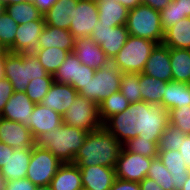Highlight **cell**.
I'll return each mask as SVG.
<instances>
[{
	"label": "cell",
	"mask_w": 190,
	"mask_h": 190,
	"mask_svg": "<svg viewBox=\"0 0 190 190\" xmlns=\"http://www.w3.org/2000/svg\"><path fill=\"white\" fill-rule=\"evenodd\" d=\"M0 1H2L6 6V5H11V4H15V3L26 2V1H29V0H0Z\"/></svg>",
	"instance_id": "55"
},
{
	"label": "cell",
	"mask_w": 190,
	"mask_h": 190,
	"mask_svg": "<svg viewBox=\"0 0 190 190\" xmlns=\"http://www.w3.org/2000/svg\"><path fill=\"white\" fill-rule=\"evenodd\" d=\"M52 190H78L82 185L79 167L73 163H63L50 182Z\"/></svg>",
	"instance_id": "24"
},
{
	"label": "cell",
	"mask_w": 190,
	"mask_h": 190,
	"mask_svg": "<svg viewBox=\"0 0 190 190\" xmlns=\"http://www.w3.org/2000/svg\"><path fill=\"white\" fill-rule=\"evenodd\" d=\"M71 26L69 32L74 38L90 37L99 21L98 7L95 0H78L69 16Z\"/></svg>",
	"instance_id": "10"
},
{
	"label": "cell",
	"mask_w": 190,
	"mask_h": 190,
	"mask_svg": "<svg viewBox=\"0 0 190 190\" xmlns=\"http://www.w3.org/2000/svg\"><path fill=\"white\" fill-rule=\"evenodd\" d=\"M35 103L26 95V92H15L5 104L0 117L22 123L25 127H29L32 123L30 118L34 110Z\"/></svg>",
	"instance_id": "14"
},
{
	"label": "cell",
	"mask_w": 190,
	"mask_h": 190,
	"mask_svg": "<svg viewBox=\"0 0 190 190\" xmlns=\"http://www.w3.org/2000/svg\"><path fill=\"white\" fill-rule=\"evenodd\" d=\"M161 27L165 32L167 29L176 25L180 20L187 18L185 15H181L179 4L176 1H171L163 10L159 11Z\"/></svg>",
	"instance_id": "42"
},
{
	"label": "cell",
	"mask_w": 190,
	"mask_h": 190,
	"mask_svg": "<svg viewBox=\"0 0 190 190\" xmlns=\"http://www.w3.org/2000/svg\"><path fill=\"white\" fill-rule=\"evenodd\" d=\"M168 125L169 112L161 105L145 101L130 103L126 110L103 124L121 144L136 136L159 142Z\"/></svg>",
	"instance_id": "1"
},
{
	"label": "cell",
	"mask_w": 190,
	"mask_h": 190,
	"mask_svg": "<svg viewBox=\"0 0 190 190\" xmlns=\"http://www.w3.org/2000/svg\"><path fill=\"white\" fill-rule=\"evenodd\" d=\"M95 69L81 64L78 67L77 81L72 85L78 92L92 80Z\"/></svg>",
	"instance_id": "43"
},
{
	"label": "cell",
	"mask_w": 190,
	"mask_h": 190,
	"mask_svg": "<svg viewBox=\"0 0 190 190\" xmlns=\"http://www.w3.org/2000/svg\"><path fill=\"white\" fill-rule=\"evenodd\" d=\"M147 177L155 180L164 190H175L173 176L163 165L159 157L152 159Z\"/></svg>",
	"instance_id": "36"
},
{
	"label": "cell",
	"mask_w": 190,
	"mask_h": 190,
	"mask_svg": "<svg viewBox=\"0 0 190 190\" xmlns=\"http://www.w3.org/2000/svg\"><path fill=\"white\" fill-rule=\"evenodd\" d=\"M142 73L163 80L164 82L172 81L169 47L163 43L157 44L147 60Z\"/></svg>",
	"instance_id": "16"
},
{
	"label": "cell",
	"mask_w": 190,
	"mask_h": 190,
	"mask_svg": "<svg viewBox=\"0 0 190 190\" xmlns=\"http://www.w3.org/2000/svg\"><path fill=\"white\" fill-rule=\"evenodd\" d=\"M130 102L120 92H113L99 106V118L104 124L110 117L119 114L127 109Z\"/></svg>",
	"instance_id": "33"
},
{
	"label": "cell",
	"mask_w": 190,
	"mask_h": 190,
	"mask_svg": "<svg viewBox=\"0 0 190 190\" xmlns=\"http://www.w3.org/2000/svg\"><path fill=\"white\" fill-rule=\"evenodd\" d=\"M35 190H52L49 185L36 186Z\"/></svg>",
	"instance_id": "58"
},
{
	"label": "cell",
	"mask_w": 190,
	"mask_h": 190,
	"mask_svg": "<svg viewBox=\"0 0 190 190\" xmlns=\"http://www.w3.org/2000/svg\"><path fill=\"white\" fill-rule=\"evenodd\" d=\"M6 11V6L5 4L0 1V16Z\"/></svg>",
	"instance_id": "59"
},
{
	"label": "cell",
	"mask_w": 190,
	"mask_h": 190,
	"mask_svg": "<svg viewBox=\"0 0 190 190\" xmlns=\"http://www.w3.org/2000/svg\"><path fill=\"white\" fill-rule=\"evenodd\" d=\"M186 136L178 128L169 124L161 135L158 143V151L179 150L180 144Z\"/></svg>",
	"instance_id": "40"
},
{
	"label": "cell",
	"mask_w": 190,
	"mask_h": 190,
	"mask_svg": "<svg viewBox=\"0 0 190 190\" xmlns=\"http://www.w3.org/2000/svg\"><path fill=\"white\" fill-rule=\"evenodd\" d=\"M4 187H5V179L0 172V190H4Z\"/></svg>",
	"instance_id": "57"
},
{
	"label": "cell",
	"mask_w": 190,
	"mask_h": 190,
	"mask_svg": "<svg viewBox=\"0 0 190 190\" xmlns=\"http://www.w3.org/2000/svg\"><path fill=\"white\" fill-rule=\"evenodd\" d=\"M54 83L53 75L47 74L43 78L33 79L26 88V95L35 104H39L46 96L52 84Z\"/></svg>",
	"instance_id": "38"
},
{
	"label": "cell",
	"mask_w": 190,
	"mask_h": 190,
	"mask_svg": "<svg viewBox=\"0 0 190 190\" xmlns=\"http://www.w3.org/2000/svg\"><path fill=\"white\" fill-rule=\"evenodd\" d=\"M87 134L77 127L62 124L57 129L39 135L35 139V145L49 150L63 163H72Z\"/></svg>",
	"instance_id": "3"
},
{
	"label": "cell",
	"mask_w": 190,
	"mask_h": 190,
	"mask_svg": "<svg viewBox=\"0 0 190 190\" xmlns=\"http://www.w3.org/2000/svg\"><path fill=\"white\" fill-rule=\"evenodd\" d=\"M181 146L179 147V152L184 158L186 166L190 170V135H187L183 140L182 143L180 144Z\"/></svg>",
	"instance_id": "47"
},
{
	"label": "cell",
	"mask_w": 190,
	"mask_h": 190,
	"mask_svg": "<svg viewBox=\"0 0 190 190\" xmlns=\"http://www.w3.org/2000/svg\"><path fill=\"white\" fill-rule=\"evenodd\" d=\"M170 2L171 0H142V4L150 6L157 11L163 10Z\"/></svg>",
	"instance_id": "50"
},
{
	"label": "cell",
	"mask_w": 190,
	"mask_h": 190,
	"mask_svg": "<svg viewBox=\"0 0 190 190\" xmlns=\"http://www.w3.org/2000/svg\"><path fill=\"white\" fill-rule=\"evenodd\" d=\"M6 12L18 25L29 23L32 20H44L43 14L31 1L6 5Z\"/></svg>",
	"instance_id": "31"
},
{
	"label": "cell",
	"mask_w": 190,
	"mask_h": 190,
	"mask_svg": "<svg viewBox=\"0 0 190 190\" xmlns=\"http://www.w3.org/2000/svg\"><path fill=\"white\" fill-rule=\"evenodd\" d=\"M0 142L14 149L32 148L35 145V139L28 127L2 117H0Z\"/></svg>",
	"instance_id": "13"
},
{
	"label": "cell",
	"mask_w": 190,
	"mask_h": 190,
	"mask_svg": "<svg viewBox=\"0 0 190 190\" xmlns=\"http://www.w3.org/2000/svg\"><path fill=\"white\" fill-rule=\"evenodd\" d=\"M63 164L49 150L32 147V154L27 169V179L36 186L50 185L56 175L58 168Z\"/></svg>",
	"instance_id": "9"
},
{
	"label": "cell",
	"mask_w": 190,
	"mask_h": 190,
	"mask_svg": "<svg viewBox=\"0 0 190 190\" xmlns=\"http://www.w3.org/2000/svg\"><path fill=\"white\" fill-rule=\"evenodd\" d=\"M157 44L154 41L129 35L113 61L122 73H142Z\"/></svg>",
	"instance_id": "6"
},
{
	"label": "cell",
	"mask_w": 190,
	"mask_h": 190,
	"mask_svg": "<svg viewBox=\"0 0 190 190\" xmlns=\"http://www.w3.org/2000/svg\"><path fill=\"white\" fill-rule=\"evenodd\" d=\"M123 73L116 67L113 60H108L100 69H97L89 81L78 94L95 101L98 105L113 92L120 90V79Z\"/></svg>",
	"instance_id": "7"
},
{
	"label": "cell",
	"mask_w": 190,
	"mask_h": 190,
	"mask_svg": "<svg viewBox=\"0 0 190 190\" xmlns=\"http://www.w3.org/2000/svg\"><path fill=\"white\" fill-rule=\"evenodd\" d=\"M115 1L126 7L128 10L134 9L139 4H142V0H115Z\"/></svg>",
	"instance_id": "53"
},
{
	"label": "cell",
	"mask_w": 190,
	"mask_h": 190,
	"mask_svg": "<svg viewBox=\"0 0 190 190\" xmlns=\"http://www.w3.org/2000/svg\"><path fill=\"white\" fill-rule=\"evenodd\" d=\"M110 190H141L139 182L116 178Z\"/></svg>",
	"instance_id": "46"
},
{
	"label": "cell",
	"mask_w": 190,
	"mask_h": 190,
	"mask_svg": "<svg viewBox=\"0 0 190 190\" xmlns=\"http://www.w3.org/2000/svg\"><path fill=\"white\" fill-rule=\"evenodd\" d=\"M18 26L6 11L0 16V43L6 51L15 43Z\"/></svg>",
	"instance_id": "39"
},
{
	"label": "cell",
	"mask_w": 190,
	"mask_h": 190,
	"mask_svg": "<svg viewBox=\"0 0 190 190\" xmlns=\"http://www.w3.org/2000/svg\"><path fill=\"white\" fill-rule=\"evenodd\" d=\"M172 80L187 83L190 77V49L169 48Z\"/></svg>",
	"instance_id": "30"
},
{
	"label": "cell",
	"mask_w": 190,
	"mask_h": 190,
	"mask_svg": "<svg viewBox=\"0 0 190 190\" xmlns=\"http://www.w3.org/2000/svg\"><path fill=\"white\" fill-rule=\"evenodd\" d=\"M33 53L36 55L43 68L50 75L55 74L69 54L67 50H62L56 47L36 49Z\"/></svg>",
	"instance_id": "32"
},
{
	"label": "cell",
	"mask_w": 190,
	"mask_h": 190,
	"mask_svg": "<svg viewBox=\"0 0 190 190\" xmlns=\"http://www.w3.org/2000/svg\"><path fill=\"white\" fill-rule=\"evenodd\" d=\"M78 95V91L73 86L54 81L40 104L51 108L63 116Z\"/></svg>",
	"instance_id": "20"
},
{
	"label": "cell",
	"mask_w": 190,
	"mask_h": 190,
	"mask_svg": "<svg viewBox=\"0 0 190 190\" xmlns=\"http://www.w3.org/2000/svg\"><path fill=\"white\" fill-rule=\"evenodd\" d=\"M141 190H164L155 180L145 177L139 182Z\"/></svg>",
	"instance_id": "49"
},
{
	"label": "cell",
	"mask_w": 190,
	"mask_h": 190,
	"mask_svg": "<svg viewBox=\"0 0 190 190\" xmlns=\"http://www.w3.org/2000/svg\"><path fill=\"white\" fill-rule=\"evenodd\" d=\"M63 124L77 127L88 133L99 130V106L95 101L78 95L62 116Z\"/></svg>",
	"instance_id": "8"
},
{
	"label": "cell",
	"mask_w": 190,
	"mask_h": 190,
	"mask_svg": "<svg viewBox=\"0 0 190 190\" xmlns=\"http://www.w3.org/2000/svg\"><path fill=\"white\" fill-rule=\"evenodd\" d=\"M94 27L95 29L90 37L95 43L100 45V48L105 52L106 57L113 60L123 48L129 36L126 25L110 27L109 25L101 24L98 21Z\"/></svg>",
	"instance_id": "11"
},
{
	"label": "cell",
	"mask_w": 190,
	"mask_h": 190,
	"mask_svg": "<svg viewBox=\"0 0 190 190\" xmlns=\"http://www.w3.org/2000/svg\"><path fill=\"white\" fill-rule=\"evenodd\" d=\"M36 185L29 179H17L14 181H5L4 190H35Z\"/></svg>",
	"instance_id": "45"
},
{
	"label": "cell",
	"mask_w": 190,
	"mask_h": 190,
	"mask_svg": "<svg viewBox=\"0 0 190 190\" xmlns=\"http://www.w3.org/2000/svg\"><path fill=\"white\" fill-rule=\"evenodd\" d=\"M73 53L83 65L95 70L100 69L109 60L100 45L91 37L76 38Z\"/></svg>",
	"instance_id": "17"
},
{
	"label": "cell",
	"mask_w": 190,
	"mask_h": 190,
	"mask_svg": "<svg viewBox=\"0 0 190 190\" xmlns=\"http://www.w3.org/2000/svg\"><path fill=\"white\" fill-rule=\"evenodd\" d=\"M162 43L169 48L190 49V17L167 29Z\"/></svg>",
	"instance_id": "28"
},
{
	"label": "cell",
	"mask_w": 190,
	"mask_h": 190,
	"mask_svg": "<svg viewBox=\"0 0 190 190\" xmlns=\"http://www.w3.org/2000/svg\"><path fill=\"white\" fill-rule=\"evenodd\" d=\"M34 3L35 7L45 15V13L58 1V0H29Z\"/></svg>",
	"instance_id": "48"
},
{
	"label": "cell",
	"mask_w": 190,
	"mask_h": 190,
	"mask_svg": "<svg viewBox=\"0 0 190 190\" xmlns=\"http://www.w3.org/2000/svg\"><path fill=\"white\" fill-rule=\"evenodd\" d=\"M14 93L12 84L8 79L3 78L0 80V114L3 111L5 104Z\"/></svg>",
	"instance_id": "44"
},
{
	"label": "cell",
	"mask_w": 190,
	"mask_h": 190,
	"mask_svg": "<svg viewBox=\"0 0 190 190\" xmlns=\"http://www.w3.org/2000/svg\"><path fill=\"white\" fill-rule=\"evenodd\" d=\"M139 84L142 101L158 105L162 103L166 82L150 75L139 73Z\"/></svg>",
	"instance_id": "29"
},
{
	"label": "cell",
	"mask_w": 190,
	"mask_h": 190,
	"mask_svg": "<svg viewBox=\"0 0 190 190\" xmlns=\"http://www.w3.org/2000/svg\"><path fill=\"white\" fill-rule=\"evenodd\" d=\"M176 4H179L181 15L190 17V0H175Z\"/></svg>",
	"instance_id": "52"
},
{
	"label": "cell",
	"mask_w": 190,
	"mask_h": 190,
	"mask_svg": "<svg viewBox=\"0 0 190 190\" xmlns=\"http://www.w3.org/2000/svg\"><path fill=\"white\" fill-rule=\"evenodd\" d=\"M79 169L82 185L89 190H110L116 179L115 167L91 165Z\"/></svg>",
	"instance_id": "19"
},
{
	"label": "cell",
	"mask_w": 190,
	"mask_h": 190,
	"mask_svg": "<svg viewBox=\"0 0 190 190\" xmlns=\"http://www.w3.org/2000/svg\"><path fill=\"white\" fill-rule=\"evenodd\" d=\"M130 103L142 101L139 73H123L120 79V90Z\"/></svg>",
	"instance_id": "37"
},
{
	"label": "cell",
	"mask_w": 190,
	"mask_h": 190,
	"mask_svg": "<svg viewBox=\"0 0 190 190\" xmlns=\"http://www.w3.org/2000/svg\"><path fill=\"white\" fill-rule=\"evenodd\" d=\"M5 78L12 84L15 92H25L33 79L43 78L48 73L36 55L31 53H5Z\"/></svg>",
	"instance_id": "4"
},
{
	"label": "cell",
	"mask_w": 190,
	"mask_h": 190,
	"mask_svg": "<svg viewBox=\"0 0 190 190\" xmlns=\"http://www.w3.org/2000/svg\"><path fill=\"white\" fill-rule=\"evenodd\" d=\"M78 190H89L88 188H86V187H84V186H82L80 189H78Z\"/></svg>",
	"instance_id": "61"
},
{
	"label": "cell",
	"mask_w": 190,
	"mask_h": 190,
	"mask_svg": "<svg viewBox=\"0 0 190 190\" xmlns=\"http://www.w3.org/2000/svg\"><path fill=\"white\" fill-rule=\"evenodd\" d=\"M122 148V144L102 126L87 134L72 163L79 168L91 165L115 167Z\"/></svg>",
	"instance_id": "2"
},
{
	"label": "cell",
	"mask_w": 190,
	"mask_h": 190,
	"mask_svg": "<svg viewBox=\"0 0 190 190\" xmlns=\"http://www.w3.org/2000/svg\"><path fill=\"white\" fill-rule=\"evenodd\" d=\"M158 143L136 136L122 144V147L127 152L140 154L148 158H156L158 157Z\"/></svg>",
	"instance_id": "35"
},
{
	"label": "cell",
	"mask_w": 190,
	"mask_h": 190,
	"mask_svg": "<svg viewBox=\"0 0 190 190\" xmlns=\"http://www.w3.org/2000/svg\"><path fill=\"white\" fill-rule=\"evenodd\" d=\"M9 157V146L0 142V169L4 166Z\"/></svg>",
	"instance_id": "51"
},
{
	"label": "cell",
	"mask_w": 190,
	"mask_h": 190,
	"mask_svg": "<svg viewBox=\"0 0 190 190\" xmlns=\"http://www.w3.org/2000/svg\"><path fill=\"white\" fill-rule=\"evenodd\" d=\"M74 43L75 38L68 30L55 28L45 24L38 39L36 49L56 47L67 50L70 53L74 50Z\"/></svg>",
	"instance_id": "22"
},
{
	"label": "cell",
	"mask_w": 190,
	"mask_h": 190,
	"mask_svg": "<svg viewBox=\"0 0 190 190\" xmlns=\"http://www.w3.org/2000/svg\"><path fill=\"white\" fill-rule=\"evenodd\" d=\"M158 157L172 174L175 190H181L183 184L190 175V170L186 166L184 158L180 152L178 150L158 151Z\"/></svg>",
	"instance_id": "23"
},
{
	"label": "cell",
	"mask_w": 190,
	"mask_h": 190,
	"mask_svg": "<svg viewBox=\"0 0 190 190\" xmlns=\"http://www.w3.org/2000/svg\"><path fill=\"white\" fill-rule=\"evenodd\" d=\"M5 54L0 56V80L5 78Z\"/></svg>",
	"instance_id": "54"
},
{
	"label": "cell",
	"mask_w": 190,
	"mask_h": 190,
	"mask_svg": "<svg viewBox=\"0 0 190 190\" xmlns=\"http://www.w3.org/2000/svg\"><path fill=\"white\" fill-rule=\"evenodd\" d=\"M32 123L28 127L34 139L44 132L59 128L63 124L62 116L42 104H35L30 116Z\"/></svg>",
	"instance_id": "21"
},
{
	"label": "cell",
	"mask_w": 190,
	"mask_h": 190,
	"mask_svg": "<svg viewBox=\"0 0 190 190\" xmlns=\"http://www.w3.org/2000/svg\"><path fill=\"white\" fill-rule=\"evenodd\" d=\"M32 148L14 149L9 146V157L0 169L5 181H14L27 177V169Z\"/></svg>",
	"instance_id": "18"
},
{
	"label": "cell",
	"mask_w": 190,
	"mask_h": 190,
	"mask_svg": "<svg viewBox=\"0 0 190 190\" xmlns=\"http://www.w3.org/2000/svg\"><path fill=\"white\" fill-rule=\"evenodd\" d=\"M153 158L127 152L123 148L115 166L116 178L141 182L147 177V172Z\"/></svg>",
	"instance_id": "12"
},
{
	"label": "cell",
	"mask_w": 190,
	"mask_h": 190,
	"mask_svg": "<svg viewBox=\"0 0 190 190\" xmlns=\"http://www.w3.org/2000/svg\"><path fill=\"white\" fill-rule=\"evenodd\" d=\"M78 0H58L46 13L43 15L45 24L61 28L69 31L71 22L69 16L73 12V8L77 7Z\"/></svg>",
	"instance_id": "26"
},
{
	"label": "cell",
	"mask_w": 190,
	"mask_h": 190,
	"mask_svg": "<svg viewBox=\"0 0 190 190\" xmlns=\"http://www.w3.org/2000/svg\"><path fill=\"white\" fill-rule=\"evenodd\" d=\"M6 52V49L0 43V56H3Z\"/></svg>",
	"instance_id": "60"
},
{
	"label": "cell",
	"mask_w": 190,
	"mask_h": 190,
	"mask_svg": "<svg viewBox=\"0 0 190 190\" xmlns=\"http://www.w3.org/2000/svg\"><path fill=\"white\" fill-rule=\"evenodd\" d=\"M169 124L186 135H190V105L174 108L169 111Z\"/></svg>",
	"instance_id": "41"
},
{
	"label": "cell",
	"mask_w": 190,
	"mask_h": 190,
	"mask_svg": "<svg viewBox=\"0 0 190 190\" xmlns=\"http://www.w3.org/2000/svg\"><path fill=\"white\" fill-rule=\"evenodd\" d=\"M99 22L116 27L126 25L129 10L115 0H96Z\"/></svg>",
	"instance_id": "25"
},
{
	"label": "cell",
	"mask_w": 190,
	"mask_h": 190,
	"mask_svg": "<svg viewBox=\"0 0 190 190\" xmlns=\"http://www.w3.org/2000/svg\"><path fill=\"white\" fill-rule=\"evenodd\" d=\"M44 26L45 20H32L29 23L19 25L15 43L8 51L12 53L34 52Z\"/></svg>",
	"instance_id": "15"
},
{
	"label": "cell",
	"mask_w": 190,
	"mask_h": 190,
	"mask_svg": "<svg viewBox=\"0 0 190 190\" xmlns=\"http://www.w3.org/2000/svg\"><path fill=\"white\" fill-rule=\"evenodd\" d=\"M126 29L129 35L162 43L164 31L161 27L160 13L150 6L139 4L129 10Z\"/></svg>",
	"instance_id": "5"
},
{
	"label": "cell",
	"mask_w": 190,
	"mask_h": 190,
	"mask_svg": "<svg viewBox=\"0 0 190 190\" xmlns=\"http://www.w3.org/2000/svg\"><path fill=\"white\" fill-rule=\"evenodd\" d=\"M82 63L75 56L73 52H70L63 64L58 68V70L53 75L55 82L61 84L73 85L77 81L78 67Z\"/></svg>",
	"instance_id": "34"
},
{
	"label": "cell",
	"mask_w": 190,
	"mask_h": 190,
	"mask_svg": "<svg viewBox=\"0 0 190 190\" xmlns=\"http://www.w3.org/2000/svg\"><path fill=\"white\" fill-rule=\"evenodd\" d=\"M160 105L168 112L174 108L190 105V85L173 80L166 82L164 96Z\"/></svg>",
	"instance_id": "27"
},
{
	"label": "cell",
	"mask_w": 190,
	"mask_h": 190,
	"mask_svg": "<svg viewBox=\"0 0 190 190\" xmlns=\"http://www.w3.org/2000/svg\"><path fill=\"white\" fill-rule=\"evenodd\" d=\"M181 190H190V175H189V177L186 179V182L183 184Z\"/></svg>",
	"instance_id": "56"
}]
</instances>
